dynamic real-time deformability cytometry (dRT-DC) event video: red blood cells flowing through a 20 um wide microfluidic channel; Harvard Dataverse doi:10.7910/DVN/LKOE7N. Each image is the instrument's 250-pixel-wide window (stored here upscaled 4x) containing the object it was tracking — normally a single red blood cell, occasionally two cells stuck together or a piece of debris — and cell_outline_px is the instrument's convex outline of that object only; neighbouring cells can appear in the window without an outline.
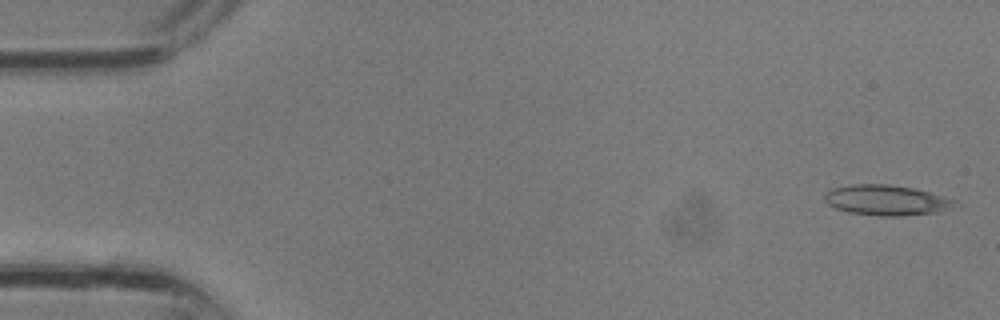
{"species": "common noctule bat (a hibernating species)", "species_latin": "Nyctalus noctula", "temperature_condition": "room temperature", "stored_images_in_passage": 10, "camera_frame_rate_fps": 3000, "um_per_image_px": 0.085, "animal": {"sex": "male", "body_mass_g": 13.3}, "frame": {"image": 1, "passage_image": 1, "time_ms": 0.0, "image_size_px": [1000, 320], "cell_outline_px": [[956, 200], [952, 208], [936, 212], [900, 216], [880, 216], [848, 212], [836, 208], [828, 204], [824, 200], [824, 192], [832, 188], [852, 184], [888, 184], [912, 188], [944, 196]], "centroid_in_image_um": [75.3, 17.01], "position_along_channel_um": 9.7, "area_um2": 22.95}}